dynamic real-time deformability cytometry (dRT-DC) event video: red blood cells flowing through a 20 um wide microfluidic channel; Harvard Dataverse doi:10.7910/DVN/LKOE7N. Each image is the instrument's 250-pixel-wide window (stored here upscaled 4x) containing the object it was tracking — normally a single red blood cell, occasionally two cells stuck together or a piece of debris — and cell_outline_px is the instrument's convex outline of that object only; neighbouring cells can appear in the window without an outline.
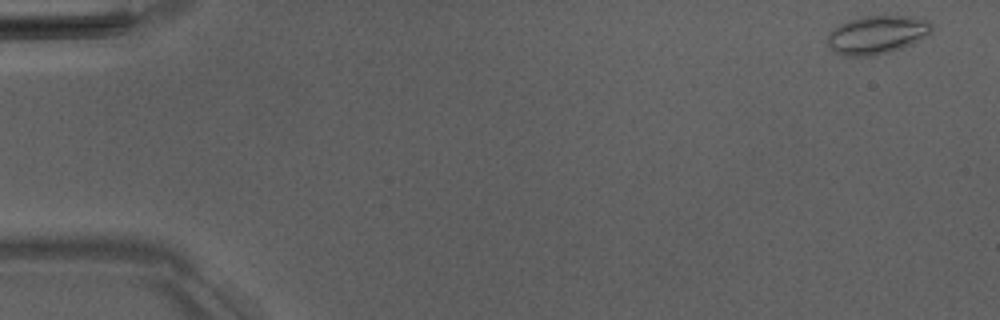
{"species": "Egyptian fruit bat (a non-hibernating species)", "species_latin": "Rousettus aegyptiacus", "temperature_condition": "room temperature", "stored_images_in_passage": 52, "camera_frame_rate_fps": 3000, "um_per_image_px": 0.085, "animal": {"sex": "male"}, "frame": {"image": 1, "passage_image": 2, "time_ms": 0.333, "image_size_px": [1000, 320], "cell_outline_px": [[932, 32], [928, 36], [920, 40], [900, 48], [888, 52], [872, 56], [844, 56], [832, 52], [828, 48], [828, 36], [840, 24], [848, 20], [860, 16], [912, 16], [928, 20], [932, 24]], "centroid_in_image_um": [74.55, 2.96], "position_along_channel_um": 10.4, "area_um2": 23.41}}
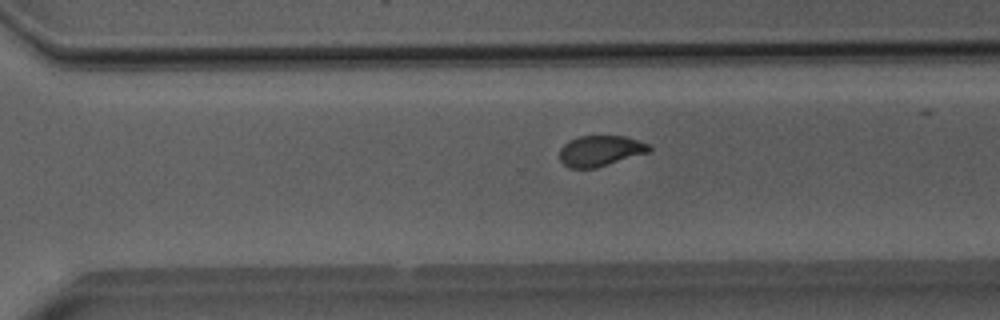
{"frame": {"image": 2, "passage_image": 36, "time_ms": 11.667, "image_size_px": [1000, 320], "cell_outline_px": [[652, 152], [596, 168], [568, 168], [560, 160], [560, 148], [568, 140], [580, 136], [624, 136], [648, 144], [652, 148]], "centroid_in_image_um": [51.04, 12.83], "position_along_channel_um": 319.6, "area_um2": 16.18}}
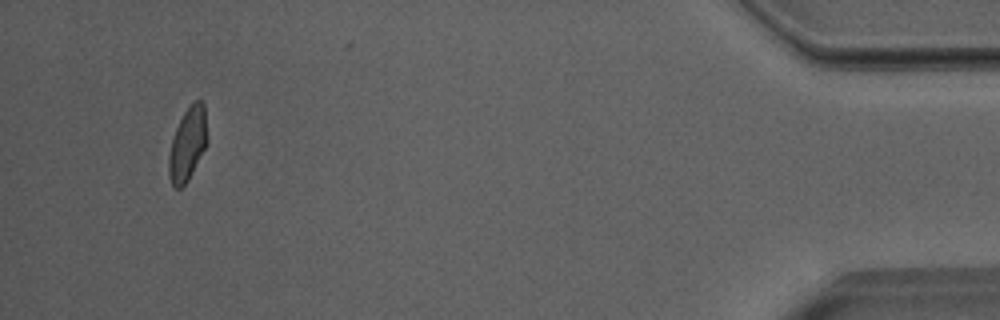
{"frame": {"image": 3, "passage_image": 49, "time_ms": 16.0, "image_size_px": [1000, 320], "cell_outline_px": [[208, 140], [188, 180], [180, 188], [176, 188], [172, 184], [168, 176], [168, 156], [172, 140], [176, 128], [184, 112], [192, 100], [204, 100]], "centroid_in_image_um": [15.95, 12.19], "position_along_channel_um": 419.3, "area_um2": 16.42}, "authors_computed_cell_mechanics": {"area_um2": 17.1955, "velocity_mm_per_s": 4.0012, "shape_relaxation_time_tau1_ms": 8.0347, "shape_relaxation_time_tau2_ms": null, "deformation_change_tau1": 0.1871, "deformation_change_tau2": null}}